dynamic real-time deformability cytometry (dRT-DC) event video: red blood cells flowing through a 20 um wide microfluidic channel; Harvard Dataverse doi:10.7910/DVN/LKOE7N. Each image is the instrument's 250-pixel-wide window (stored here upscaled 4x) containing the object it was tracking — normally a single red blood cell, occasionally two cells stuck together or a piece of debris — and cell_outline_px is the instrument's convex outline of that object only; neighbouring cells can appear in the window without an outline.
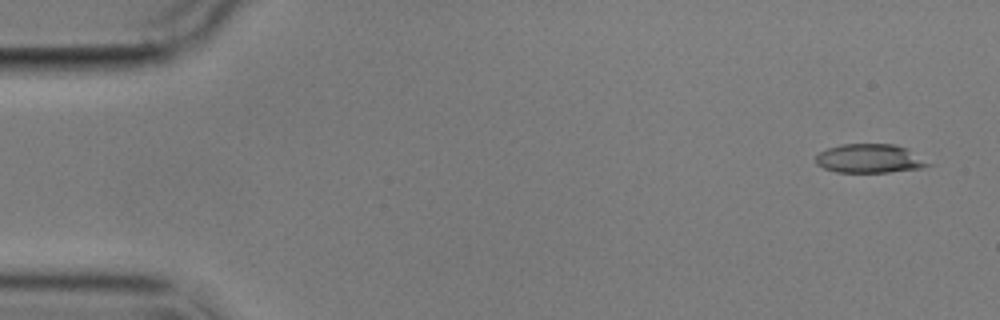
{"species": "common noctule bat (a hibernating species)", "species_latin": "Nyctalus noctula", "temperature_condition": "cold", "stored_images_in_passage": 5, "camera_frame_rate_fps": 3000, "um_per_image_px": 0.085, "animal": {"sex": "male", "body_mass_g": 17.9}, "frame": {"image": 1, "passage_image": 1, "time_ms": 0.0, "image_size_px": [1000, 320], "cell_outline_px": [[936, 164], [920, 168], [888, 172], [836, 172], [824, 168], [816, 164], [816, 156], [820, 152], [828, 148], [840, 144], [892, 144], [908, 148]], "centroid_in_image_um": [73.98, 13.47], "position_along_channel_um": 11.0, "area_um2": 19.13}}
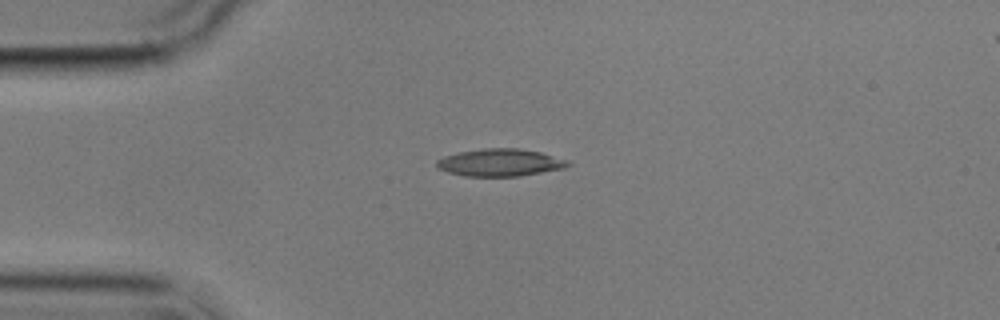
{"frame": {"image": 2, "passage_image": 4, "time_ms": 3.667, "image_size_px": [1000, 320], "cell_outline_px": [[572, 164], [564, 168], [520, 176], [464, 176], [448, 172], [436, 168], [436, 160], [444, 156], [460, 152], [484, 148], [516, 148], [540, 152], [568, 160]], "centroid_in_image_um": [42.49, 13.82], "position_along_channel_um": 42.5, "area_um2": 20.92}}